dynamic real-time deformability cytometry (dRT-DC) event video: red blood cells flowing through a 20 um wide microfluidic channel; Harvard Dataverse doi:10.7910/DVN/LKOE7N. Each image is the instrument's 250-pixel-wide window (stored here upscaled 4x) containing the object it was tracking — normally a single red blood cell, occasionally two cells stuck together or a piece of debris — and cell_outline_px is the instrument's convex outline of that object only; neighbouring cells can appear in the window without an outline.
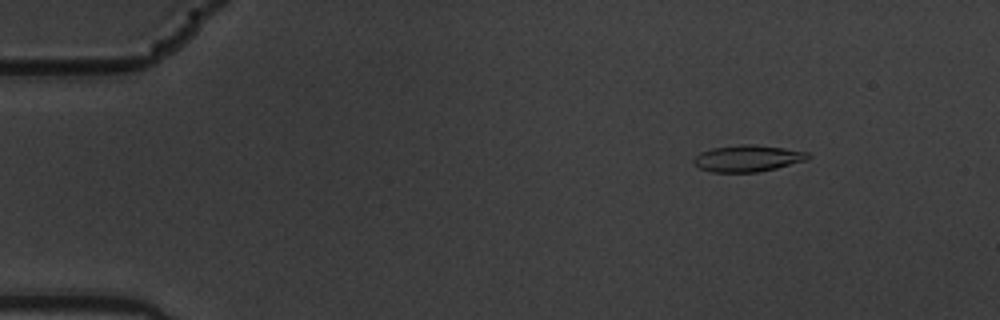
{"species": "common noctule bat (a hibernating species)", "species_latin": "Nyctalus noctula", "temperature_condition": "warm", "stored_images_in_passage": 5, "camera_frame_rate_fps": 3000, "um_per_image_px": 0.085, "animal": {"sex": "male", "body_mass_g": 19.5, "forearm_length_mm": 54.6}, "frame": {"image": 1, "passage_image": 2, "time_ms": 0.333, "image_size_px": [1000, 320], "cell_outline_px": [[812, 156], [808, 160], [776, 168], [756, 172], [712, 172], [700, 168], [692, 160], [700, 152], [712, 148], [740, 144], [756, 144], [784, 148], [808, 152]], "centroid_in_image_um": [63.58, 13.45], "position_along_channel_um": 21.4, "area_um2": 17.74}}
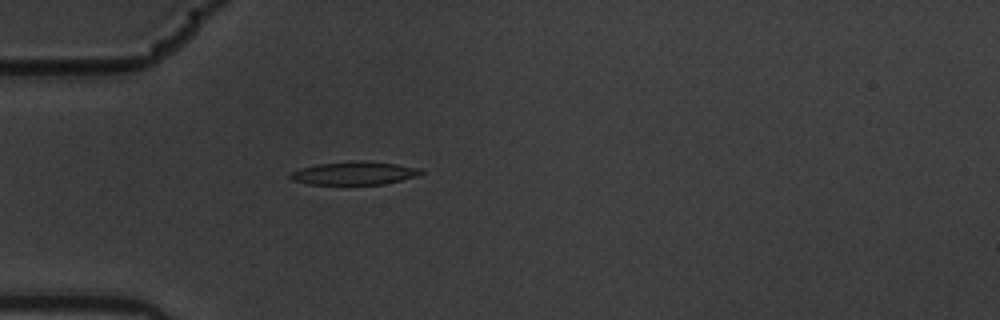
{"frame": {"image": 2, "passage_image": 5, "time_ms": 1.333, "image_size_px": [1000, 320], "cell_outline_px": [[424, 172], [416, 176], [384, 184], [308, 184], [292, 180], [288, 176], [292, 172], [300, 168], [316, 164], [352, 160], [364, 160], [396, 164], [416, 168]], "centroid_in_image_um": [30.05, 14.71], "position_along_channel_um": 54.9, "area_um2": 17.57}}